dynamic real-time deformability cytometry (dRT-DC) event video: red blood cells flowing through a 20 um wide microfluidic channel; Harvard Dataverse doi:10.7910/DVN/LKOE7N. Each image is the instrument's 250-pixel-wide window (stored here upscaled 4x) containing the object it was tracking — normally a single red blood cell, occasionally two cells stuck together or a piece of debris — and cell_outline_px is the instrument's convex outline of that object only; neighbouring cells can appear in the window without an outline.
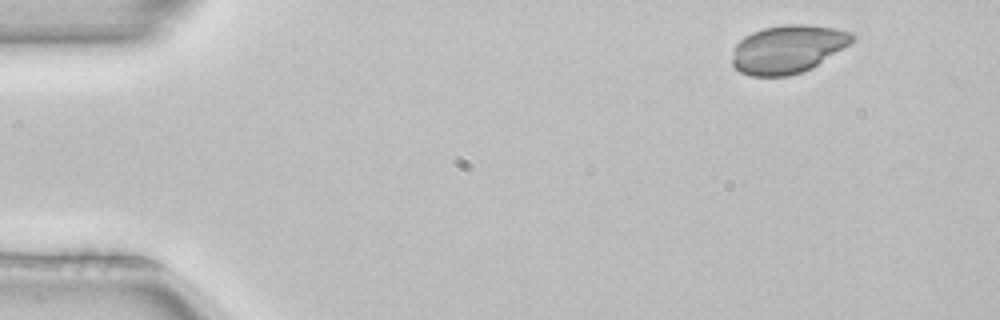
{"species": "common noctule bat (a hibernating species)", "species_latin": "Nyctalus noctula", "temperature_condition": "room temperature", "stored_images_in_passage": 4, "camera_frame_rate_fps": 3000, "um_per_image_px": 0.085, "animal": {"sex": "female", "body_mass_g": 22.7, "forearm_length_mm": 54.2}, "frame": {"image": 1, "passage_image": 1, "time_ms": 0.0, "image_size_px": [1000, 320], "cell_outline_px": [[856, 36], [848, 44], [812, 68], [788, 76], [752, 76], [740, 72], [732, 64], [732, 48], [744, 36], [752, 32], [764, 28], [784, 24], [804, 24], [836, 28], [852, 32]], "centroid_in_image_um": [66.92, 4.17], "position_along_channel_um": 18.1, "area_um2": 33.58}}